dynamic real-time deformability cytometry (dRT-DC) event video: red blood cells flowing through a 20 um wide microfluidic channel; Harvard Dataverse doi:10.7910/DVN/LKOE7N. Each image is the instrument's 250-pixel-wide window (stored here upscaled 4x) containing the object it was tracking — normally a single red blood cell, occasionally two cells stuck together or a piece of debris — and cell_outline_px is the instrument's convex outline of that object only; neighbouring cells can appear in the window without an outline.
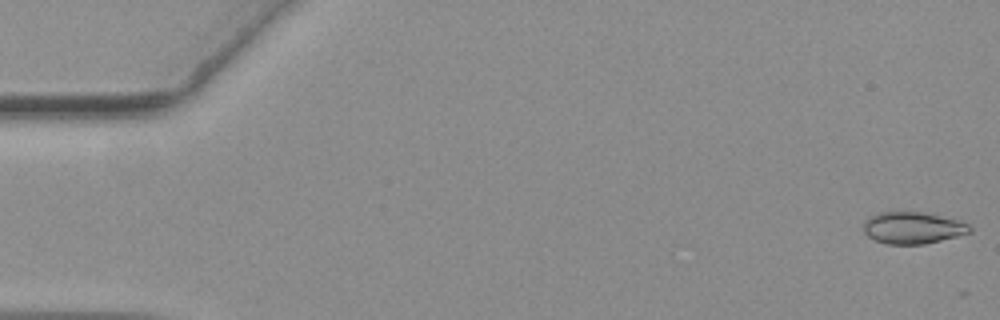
{"species": "common noctule bat (a hibernating species)", "species_latin": "Nyctalus noctula", "temperature_condition": "warm", "stored_images_in_passage": 3, "camera_frame_rate_fps": 3000, "um_per_image_px": 0.085, "animal": {"sex": "female", "body_mass_g": 19.3, "forearm_length_mm": 54.1}, "frame": {"image": 1, "passage_image": 1, "time_ms": 0.0, "image_size_px": [1000, 320], "cell_outline_px": [[972, 232], [924, 244], [888, 244], [876, 240], [868, 236], [864, 232], [864, 220], [880, 212], [920, 212], [956, 220], [968, 224], [972, 228]], "centroid_in_image_um": [77.57, 19.37], "position_along_channel_um": 7.4, "area_um2": 19.31}}